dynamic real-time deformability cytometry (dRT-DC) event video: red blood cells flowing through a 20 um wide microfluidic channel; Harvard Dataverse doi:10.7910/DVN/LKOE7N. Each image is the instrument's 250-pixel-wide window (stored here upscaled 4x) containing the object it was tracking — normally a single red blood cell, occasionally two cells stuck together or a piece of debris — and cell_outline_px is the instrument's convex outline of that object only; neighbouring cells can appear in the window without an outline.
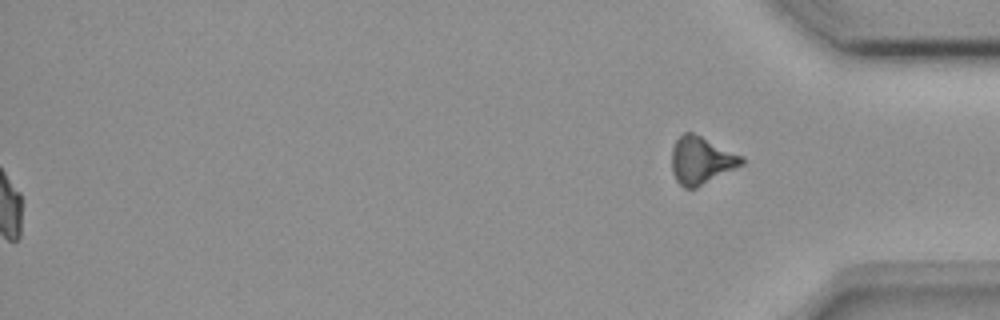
{"species": "common noctule bat (a hibernating species)", "species_latin": "Nyctalus noctula", "temperature_condition": "room temperature", "stored_images_in_passage": 39, "segment_of_instrument_passage": [2, 2], "camera_frame_rate_fps": 3000, "um_per_image_px": 0.085, "animal": {"sex": "female", "body_mass_g": 18.4}, "frame": {"image": 1, "passage_image": 39, "time_ms": 12.667, "image_size_px": [1000, 320], "cell_outline_px": [[744, 164], [696, 188], [684, 188], [676, 180], [672, 172], [672, 148], [676, 140], [684, 132], [692, 132], [744, 156]], "centroid_in_image_um": [59.61, 13.63], "position_along_channel_um": 375.6, "area_um2": 19.31}}